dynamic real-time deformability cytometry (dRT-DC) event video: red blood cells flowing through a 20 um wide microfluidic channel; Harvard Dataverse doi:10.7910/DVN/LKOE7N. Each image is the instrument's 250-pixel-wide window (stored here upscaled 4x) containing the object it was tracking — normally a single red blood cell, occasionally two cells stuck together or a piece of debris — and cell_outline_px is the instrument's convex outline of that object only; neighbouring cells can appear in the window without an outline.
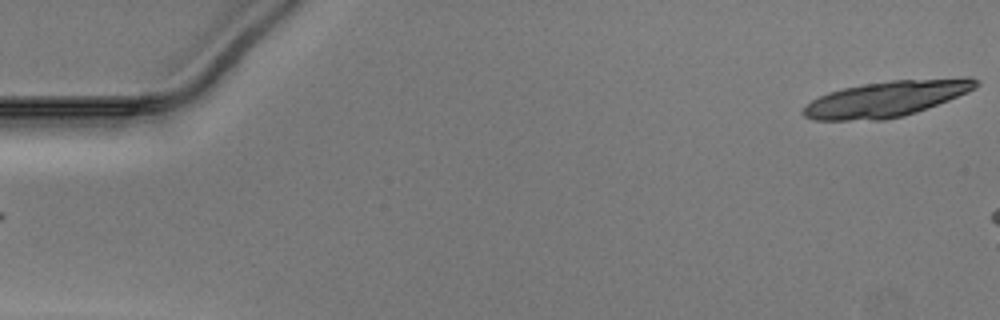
{"species": "Egyptian fruit bat (a non-hibernating species)", "species_latin": "Rousettus aegyptiacus", "temperature_condition": "warm", "stored_images_in_passage": 7, "camera_frame_rate_fps": 3000, "um_per_image_px": 0.085, "animal": {"sex": "male"}, "frame": {"image": 1, "passage_image": 1, "time_ms": 0.0, "image_size_px": [1000, 320], "cell_outline_px": [[980, 84], [976, 88], [968, 92], [948, 100], [916, 112], [904, 116], [884, 120], [816, 120], [804, 116], [800, 112], [812, 100], [828, 92], [844, 88], [864, 84], [892, 80], [960, 76], [972, 76], [980, 80]], "centroid_in_image_um": [75.45, 8.37], "position_along_channel_um": 9.6, "area_um2": 36.36}}